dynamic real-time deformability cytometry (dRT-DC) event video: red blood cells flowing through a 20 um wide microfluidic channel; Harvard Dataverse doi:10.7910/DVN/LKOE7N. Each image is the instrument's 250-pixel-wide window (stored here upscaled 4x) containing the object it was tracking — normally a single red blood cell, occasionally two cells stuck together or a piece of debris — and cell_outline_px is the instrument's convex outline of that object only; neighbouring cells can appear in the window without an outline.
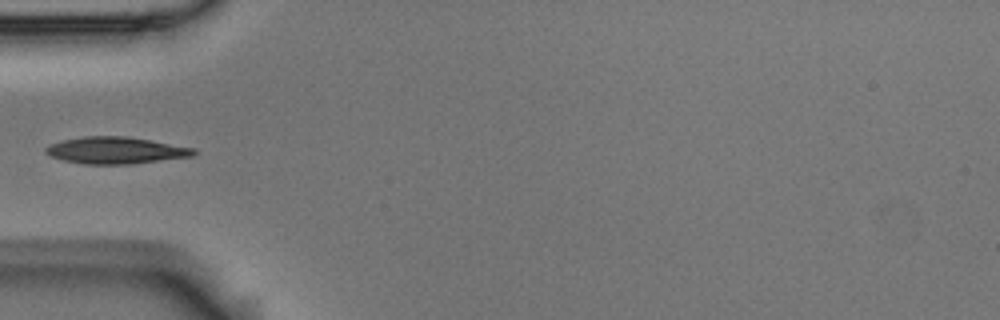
{"species": "Egyptian fruit bat (a non-hibernating species)", "species_latin": "Rousettus aegyptiacus", "temperature_condition": "room temperature", "stored_images_in_passage": 6, "camera_frame_rate_fps": 3000, "um_per_image_px": 0.085, "animal": {"sex": "male"}, "frame": {"image": 1, "passage_image": 5, "time_ms": 1.333, "image_size_px": [1000, 320], "cell_outline_px": [[196, 152], [192, 156], [132, 164], [84, 164], [64, 160], [52, 156], [44, 152], [44, 148], [48, 144], [60, 140], [84, 136], [128, 136], [196, 148]], "centroid_in_image_um": [9.81, 12.77], "position_along_channel_um": 75.2, "area_um2": 23.24}}
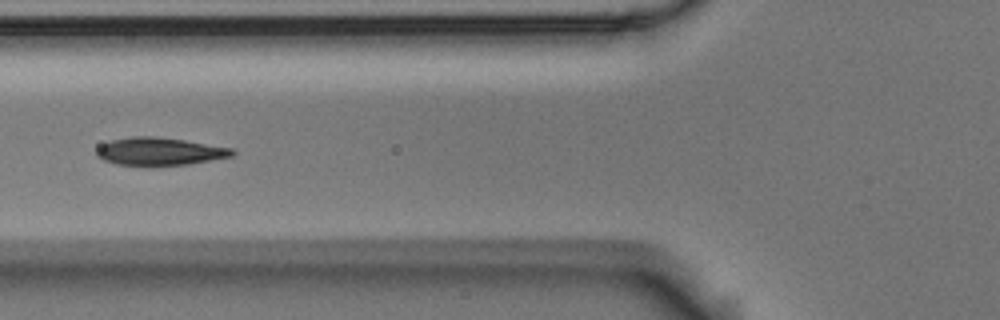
{"frame": {"image": 2, "passage_image": 6, "time_ms": 1.667, "image_size_px": [1000, 320], "cell_outline_px": [[236, 152], [232, 156], [188, 164], [116, 164], [104, 160], [96, 156], [96, 148], [100, 144], [112, 140], [132, 136], [156, 136], [184, 140], [232, 148]], "centroid_in_image_um": [13.54, 12.84], "position_along_channel_um": 112.3, "area_um2": 21.56}}